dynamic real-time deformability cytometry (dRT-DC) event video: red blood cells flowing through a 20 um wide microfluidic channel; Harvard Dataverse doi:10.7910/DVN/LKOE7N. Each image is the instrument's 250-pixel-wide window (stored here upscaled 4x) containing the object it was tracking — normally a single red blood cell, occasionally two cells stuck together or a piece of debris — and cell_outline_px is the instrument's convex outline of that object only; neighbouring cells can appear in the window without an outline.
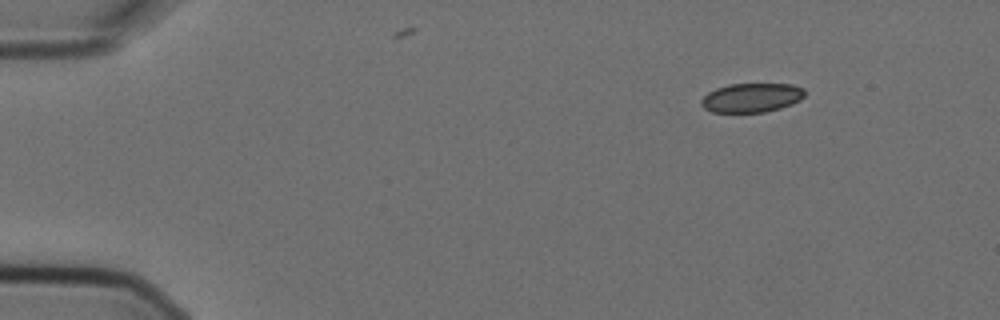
{"species": "Egyptian fruit bat (a non-hibernating species)", "species_latin": "Rousettus aegyptiacus", "temperature_condition": "cold", "stored_images_in_passage": 2, "camera_frame_rate_fps": 3000, "um_per_image_px": 0.085, "animal": {"sex": "female"}, "frame": {"image": 1, "passage_image": 1, "time_ms": 0.0, "image_size_px": [1000, 320], "cell_outline_px": [[804, 96], [800, 100], [792, 104], [780, 108], [764, 112], [712, 112], [704, 108], [700, 104], [700, 100], [708, 92], [716, 88], [728, 84], [792, 84], [804, 88]], "centroid_in_image_um": [63.87, 8.3], "position_along_channel_um": 21.1, "area_um2": 17.63}}